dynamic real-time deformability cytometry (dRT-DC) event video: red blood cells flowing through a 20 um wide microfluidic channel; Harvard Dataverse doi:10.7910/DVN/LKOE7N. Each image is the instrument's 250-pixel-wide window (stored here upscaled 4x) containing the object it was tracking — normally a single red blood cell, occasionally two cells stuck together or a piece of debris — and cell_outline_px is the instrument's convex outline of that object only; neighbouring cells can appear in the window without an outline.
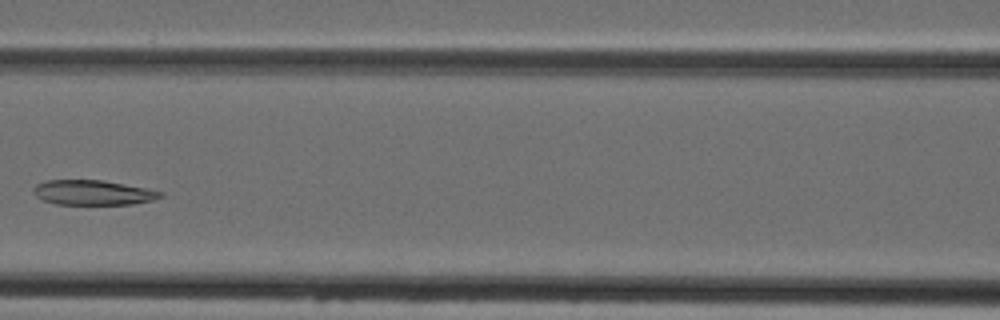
{"species": "Egyptian fruit bat (a non-hibernating species)", "species_latin": "Rousettus aegyptiacus", "temperature_condition": "cold", "stored_images_in_passage": 4, "camera_frame_rate_fps": 3000, "um_per_image_px": 0.085, "animal": {"sex": "female"}, "frame": {"image": 1, "passage_image": 4, "time_ms": 3.333, "image_size_px": [1000, 320], "cell_outline_px": [[164, 196], [152, 200], [132, 204], [56, 204], [44, 200], [36, 196], [32, 192], [32, 188], [36, 184], [48, 180], [104, 180], [164, 192]], "centroid_in_image_um": [7.88, 16.36], "position_along_channel_um": 158.7, "area_um2": 18.32}}